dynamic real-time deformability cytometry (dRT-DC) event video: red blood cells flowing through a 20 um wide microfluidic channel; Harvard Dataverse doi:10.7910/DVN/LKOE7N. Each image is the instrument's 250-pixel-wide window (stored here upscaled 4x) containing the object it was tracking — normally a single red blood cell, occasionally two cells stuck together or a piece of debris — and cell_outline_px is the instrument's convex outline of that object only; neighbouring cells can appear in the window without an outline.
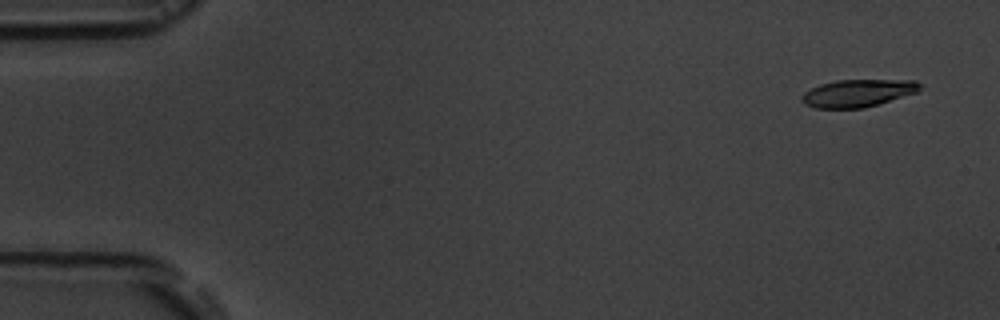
{"species": "common noctule bat (a hibernating species)", "species_latin": "Nyctalus noctula", "temperature_condition": "room temperature", "stored_images_in_passage": 5, "camera_frame_rate_fps": 3000, "um_per_image_px": 0.085, "animal": {"sex": "male", "body_mass_g": 19.5, "forearm_length_mm": 54.6}, "frame": {"image": 1, "passage_image": 1, "time_ms": 0.0, "image_size_px": [1000, 320], "cell_outline_px": [[920, 88], [916, 92], [864, 108], [816, 108], [804, 104], [800, 100], [800, 96], [804, 92], [820, 84], [836, 80], [916, 80], [920, 84]], "centroid_in_image_um": [72.86, 7.91], "position_along_channel_um": 12.1, "area_um2": 18.79}}
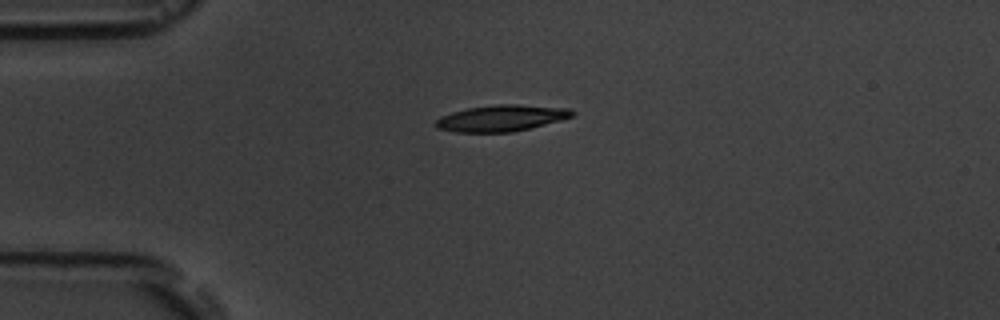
{"frame": {"image": 2, "passage_image": 4, "time_ms": 3.667, "image_size_px": [1000, 320], "cell_outline_px": [[576, 116], [512, 132], [456, 132], [436, 128], [436, 120], [440, 116], [452, 112], [468, 108], [496, 104], [520, 104], [568, 108], [576, 112]], "centroid_in_image_um": [42.63, 10.03], "position_along_channel_um": 42.4, "area_um2": 20.92}}